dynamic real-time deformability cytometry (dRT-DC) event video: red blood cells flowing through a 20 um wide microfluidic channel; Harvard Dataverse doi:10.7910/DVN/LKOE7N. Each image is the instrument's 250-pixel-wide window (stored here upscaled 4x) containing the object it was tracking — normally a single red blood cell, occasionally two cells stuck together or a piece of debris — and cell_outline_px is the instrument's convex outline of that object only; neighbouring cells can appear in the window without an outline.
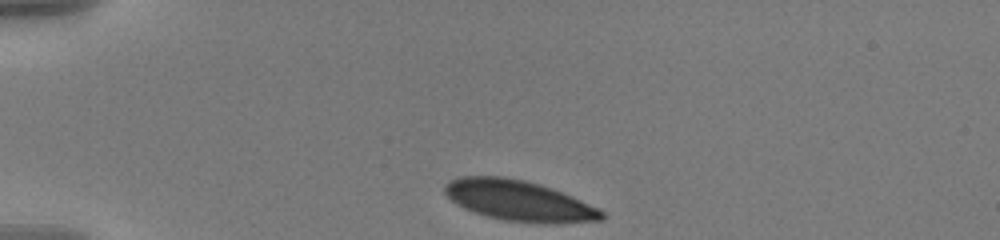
{"species": "human", "species_latin": "Homo sapiens", "temperature_condition": "warm", "stored_images_in_passage": 40, "camera_frame_rate_fps": 3000, "um_per_image_px": 0.085, "donor": {"sex": "male"}, "frame": {"image": 1, "passage_image": 1, "time_ms": 0.0, "image_size_px": [1000, 240], "cell_outline_px": [[604, 220], [560, 224], [544, 224], [504, 220], [484, 216], [464, 208], [456, 204], [444, 192], [444, 184], [460, 176], [500, 176], [524, 180], [572, 196], [600, 208], [604, 212]], "centroid_in_image_um": [44.13, 17.08], "position_along_channel_um": 40.9, "area_um2": 37.17}}
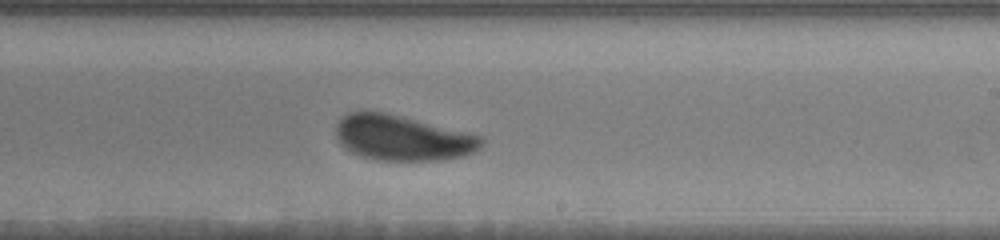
{"frame": {"image": 2, "passage_image": 23, "time_ms": 7.333, "image_size_px": [1000, 240], "cell_outline_px": [[484, 144], [472, 152], [464, 156], [444, 160], [376, 160], [360, 156], [344, 148], [340, 144], [336, 136], [336, 124], [348, 112], [384, 112], [480, 136], [484, 140]], "centroid_in_image_um": [34.17, 11.74], "position_along_channel_um": 254.8, "area_um2": 37.92}}
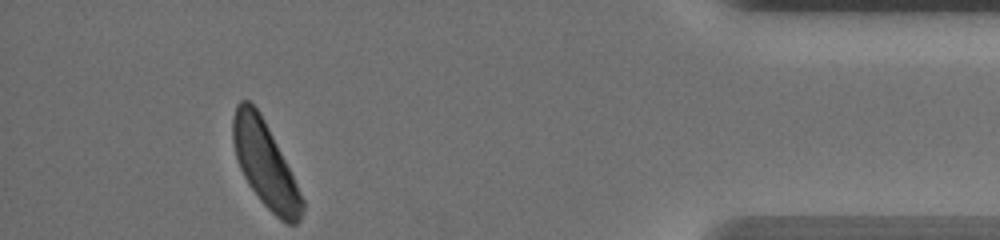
{"frame": {"image": 3, "passage_image": 40, "time_ms": 13.0, "image_size_px": [1000, 240], "cell_outline_px": [[304, 208], [300, 220], [296, 224], [288, 224], [280, 220], [260, 200], [248, 184], [240, 168], [236, 156], [232, 140], [232, 120], [236, 104], [240, 100], [248, 100], [260, 112], [304, 200]], "centroid_in_image_um": [22.51, 13.97], "position_along_channel_um": 412.7, "area_um2": 33.76}, "authors_computed_cell_mechanics": {"area_um2": 38.0324, "velocity_mm_per_s": 3.5569, "shape_relaxation_time_tau1_ms": 3.9122, "shape_relaxation_time_tau2_ms": null, "deformation_change_tau1": 0.123, "deformation_change_tau2": null}}